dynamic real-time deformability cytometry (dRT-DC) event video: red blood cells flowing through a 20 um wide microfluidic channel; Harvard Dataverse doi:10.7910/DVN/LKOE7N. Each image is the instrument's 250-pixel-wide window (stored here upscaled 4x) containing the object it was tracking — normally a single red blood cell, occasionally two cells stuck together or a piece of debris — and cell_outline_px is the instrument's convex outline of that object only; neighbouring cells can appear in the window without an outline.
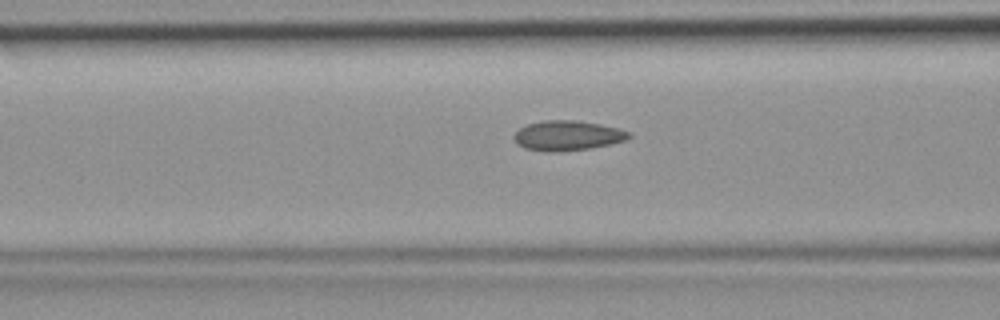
{"species": "common noctule bat (a hibernating species)", "species_latin": "Nyctalus noctula", "temperature_condition": "room temperature", "stored_images_in_passage": 48, "camera_frame_rate_fps": 3000, "um_per_image_px": 0.085, "animal": {"sex": "female", "body_mass_g": 19.9}, "frame": {"image": 1, "passage_image": 19, "time_ms": 6.0, "image_size_px": [1000, 320], "cell_outline_px": [[632, 136], [628, 140], [612, 144], [592, 148], [560, 152], [548, 152], [524, 148], [516, 144], [512, 136], [520, 128], [528, 124], [544, 120], [576, 120], [600, 124], [620, 128], [632, 132]], "centroid_in_image_um": [48.28, 11.53], "position_along_channel_um": 118.3, "area_um2": 20.46}}
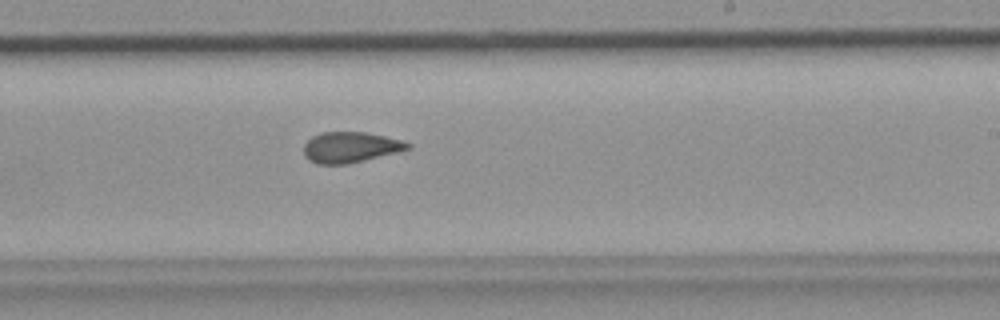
{"frame": {"image": 2, "passage_image": 29, "time_ms": 9.333, "image_size_px": [1000, 320], "cell_outline_px": [[412, 148], [400, 152], [348, 164], [316, 164], [308, 160], [304, 156], [304, 144], [312, 136], [320, 132], [364, 132], [404, 140], [412, 144]], "centroid_in_image_um": [29.81, 12.52], "position_along_channel_um": 259.2, "area_um2": 18.9}}
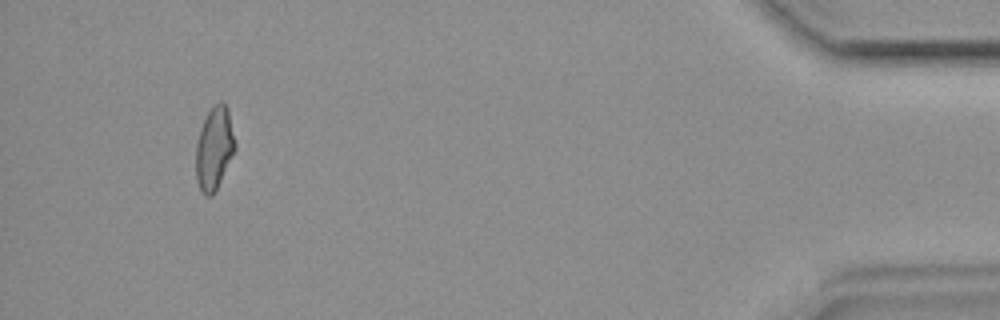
{"frame": {"image": 3, "passage_image": 45, "time_ms": 14.667, "image_size_px": [1000, 320], "cell_outline_px": [[236, 148], [212, 196], [204, 196], [196, 180], [196, 144], [200, 128], [212, 104], [220, 100], [228, 108], [236, 144]], "centroid_in_image_um": [18.2, 12.57], "position_along_channel_um": 417.0, "area_um2": 18.84}}